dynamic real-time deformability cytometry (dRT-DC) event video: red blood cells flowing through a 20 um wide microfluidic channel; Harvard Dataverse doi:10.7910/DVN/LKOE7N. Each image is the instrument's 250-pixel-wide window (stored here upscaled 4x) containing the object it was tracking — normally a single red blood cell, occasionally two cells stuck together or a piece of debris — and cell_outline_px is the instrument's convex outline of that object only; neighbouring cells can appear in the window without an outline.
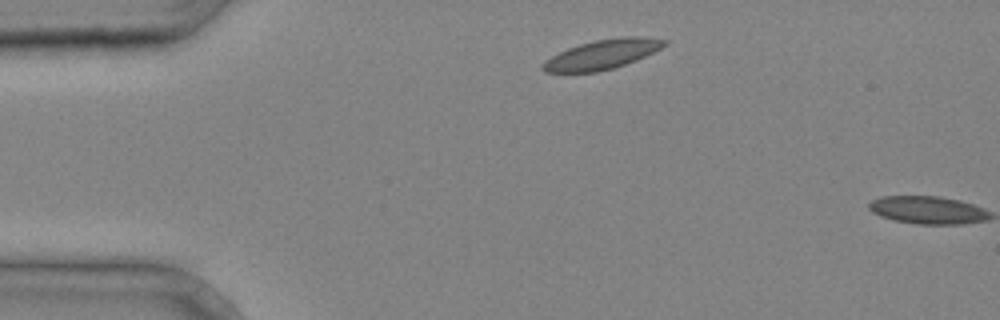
{"species": "common noctule bat (a hibernating species)", "species_latin": "Nyctalus noctula", "temperature_condition": "cold", "stored_images_in_passage": 2, "camera_frame_rate_fps": 3000, "um_per_image_px": 0.085, "animal": {"sex": "male", "body_mass_g": 20.4}, "frame": {"image": 1, "passage_image": 1, "time_ms": 0.0, "image_size_px": [1000, 320], "cell_outline_px": [[668, 44], [636, 60], [612, 68], [596, 72], [544, 72], [540, 68], [552, 56], [568, 48], [580, 44], [596, 40], [620, 36], [644, 36], [668, 40]], "centroid_in_image_um": [51.23, 4.61], "position_along_channel_um": 33.8, "area_um2": 20.63}}